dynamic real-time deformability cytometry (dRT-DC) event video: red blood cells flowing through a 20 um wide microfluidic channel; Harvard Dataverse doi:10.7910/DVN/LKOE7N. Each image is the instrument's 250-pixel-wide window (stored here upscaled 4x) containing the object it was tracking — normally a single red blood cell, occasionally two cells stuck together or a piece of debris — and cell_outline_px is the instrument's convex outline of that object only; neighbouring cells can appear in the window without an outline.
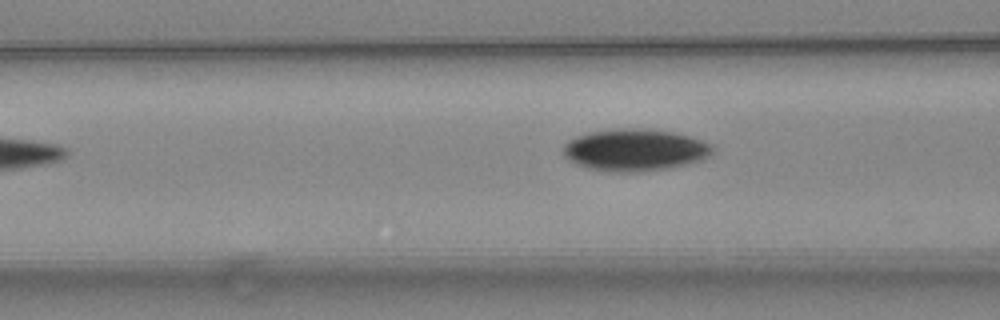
{"species": "common noctule bat (a hibernating species)", "species_latin": "Nyctalus noctula", "temperature_condition": "warm", "stored_images_in_passage": 3, "camera_frame_rate_fps": 3000, "um_per_image_px": 0.085, "animal": {"sex": "female", "body_mass_g": 24.6, "forearm_length_mm": 56.2}, "frame": {"image": 1, "passage_image": 3, "time_ms": 0.667, "image_size_px": [1000, 320], "cell_outline_px": [[716, 152], [704, 160], [688, 164], [668, 168], [644, 172], [608, 172], [588, 168], [576, 164], [568, 160], [564, 156], [564, 144], [568, 140], [576, 136], [592, 132], [620, 128], [628, 128], [672, 132], [688, 136], [712, 144], [716, 148]], "centroid_in_image_um": [54.0, 12.77], "position_along_channel_um": 112.6, "area_um2": 36.76}}